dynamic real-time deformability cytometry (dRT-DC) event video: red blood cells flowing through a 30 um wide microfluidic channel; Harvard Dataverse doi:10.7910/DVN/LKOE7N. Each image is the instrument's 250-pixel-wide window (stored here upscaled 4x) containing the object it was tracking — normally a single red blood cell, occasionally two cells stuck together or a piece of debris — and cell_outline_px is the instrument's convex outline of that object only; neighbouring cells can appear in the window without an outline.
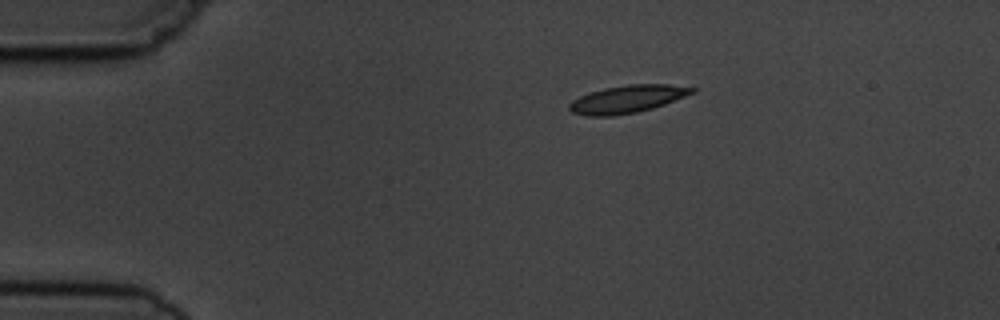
{"species": "common noctule bat (a hibernating species)", "species_latin": "Nyctalus noctula", "temperature_condition": "cold", "stored_images_in_passage": 6, "camera_frame_rate_fps": 3000, "um_per_image_px": 0.085, "animal": {"sex": "male", "body_mass_g": 19.5, "forearm_length_mm": 54.6}, "frame": {"image": 1, "passage_image": 1, "time_ms": 0.0, "image_size_px": [1000, 320], "cell_outline_px": [[696, 92], [664, 104], [652, 108], [636, 112], [612, 116], [588, 116], [572, 112], [568, 108], [568, 104], [572, 100], [580, 96], [604, 88], [628, 84], [668, 84], [696, 88]], "centroid_in_image_um": [53.32, 8.42], "position_along_channel_um": 31.7, "area_um2": 19.65}}
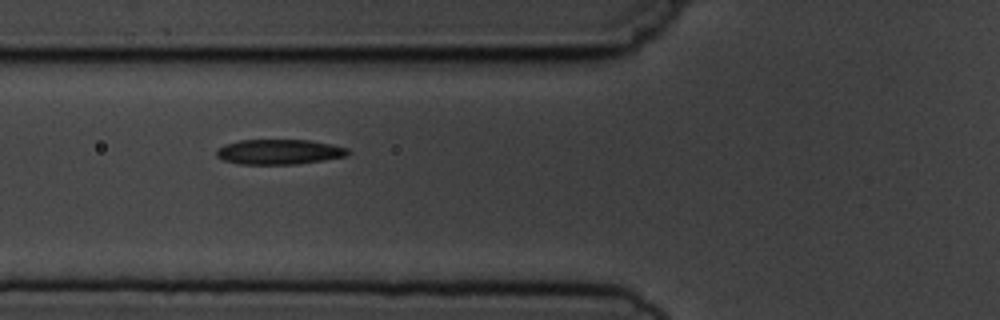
{"frame": {"image": 2, "passage_image": 4, "time_ms": 3.333, "image_size_px": [1000, 320], "cell_outline_px": [[352, 152], [344, 156], [324, 160], [296, 164], [240, 164], [224, 160], [216, 156], [216, 152], [224, 144], [240, 140], [312, 140], [348, 148]], "centroid_in_image_um": [23.74, 12.9], "position_along_channel_um": 102.1, "area_um2": 19.13}}
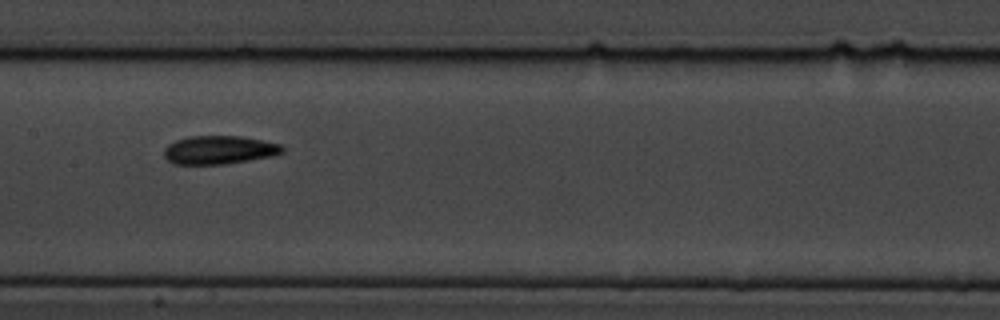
{"frame": {"image": 3, "passage_image": 6, "time_ms": 5.667, "image_size_px": [1000, 320], "cell_outline_px": [[284, 152], [272, 156], [224, 164], [172, 164], [164, 156], [164, 148], [168, 144], [176, 140], [192, 136], [240, 136], [280, 144], [284, 148]], "centroid_in_image_um": [18.61, 12.75], "position_along_channel_um": 188.8, "area_um2": 19.48}}